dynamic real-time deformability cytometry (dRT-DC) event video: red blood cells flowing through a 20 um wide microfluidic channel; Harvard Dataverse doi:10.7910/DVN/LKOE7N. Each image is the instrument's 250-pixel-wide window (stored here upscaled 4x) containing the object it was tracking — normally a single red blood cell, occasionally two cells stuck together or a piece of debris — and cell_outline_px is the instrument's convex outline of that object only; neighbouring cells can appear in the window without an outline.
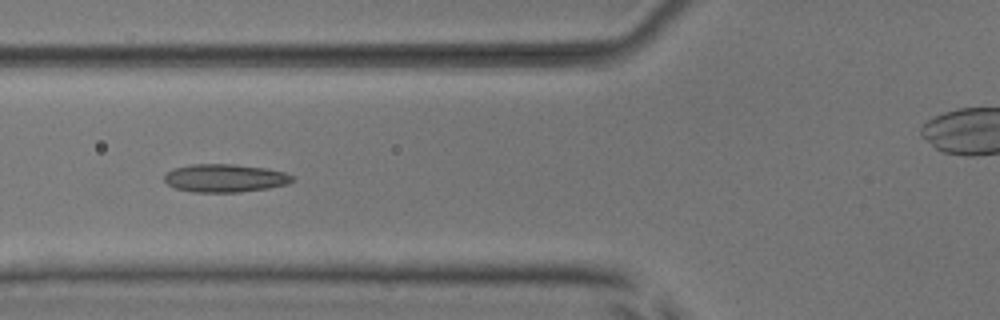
{"species": "common noctule bat (a hibernating species)", "species_latin": "Nyctalus noctula", "temperature_condition": "room temperature", "stored_images_in_passage": 7, "camera_frame_rate_fps": 3000, "um_per_image_px": 0.085, "animal": {"sex": "male", "body_mass_g": 17.9, "forearm_length_mm": 54.2}, "frame": {"image": 1, "passage_image": 6, "time_ms": 5.667, "image_size_px": [1000, 320], "cell_outline_px": [[296, 180], [288, 184], [268, 188], [236, 192], [192, 192], [176, 188], [168, 184], [164, 180], [164, 176], [172, 168], [192, 164], [232, 164], [264, 168], [284, 172], [296, 176]], "centroid_in_image_um": [19.15, 15.14], "position_along_channel_um": 106.7, "area_um2": 20.98}}